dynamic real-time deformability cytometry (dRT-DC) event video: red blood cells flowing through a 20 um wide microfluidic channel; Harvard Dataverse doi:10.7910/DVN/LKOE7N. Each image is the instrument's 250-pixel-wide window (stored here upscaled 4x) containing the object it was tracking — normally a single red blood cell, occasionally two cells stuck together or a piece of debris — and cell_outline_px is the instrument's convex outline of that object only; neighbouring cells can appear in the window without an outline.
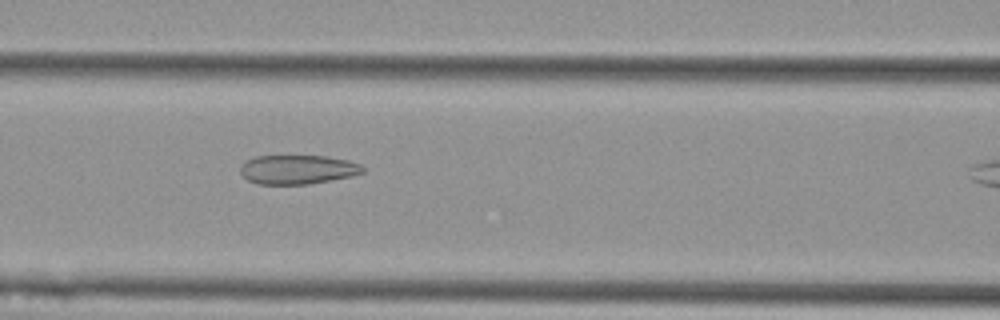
{"species": "Egyptian fruit bat (a non-hibernating species)", "species_latin": "Rousettus aegyptiacus", "temperature_condition": "cold", "stored_images_in_passage": 32, "camera_frame_rate_fps": 3000, "um_per_image_px": 0.085, "animal": {"sex": "female"}, "frame": {"image": 1, "passage_image": 14, "time_ms": 4.333, "image_size_px": [1000, 320], "cell_outline_px": [[364, 172], [352, 176], [308, 184], [256, 184], [248, 180], [240, 172], [240, 168], [244, 160], [256, 156], [328, 156], [348, 160], [360, 164], [364, 168]], "centroid_in_image_um": [25.29, 14.4], "position_along_channel_um": 141.3, "area_um2": 20.87}}
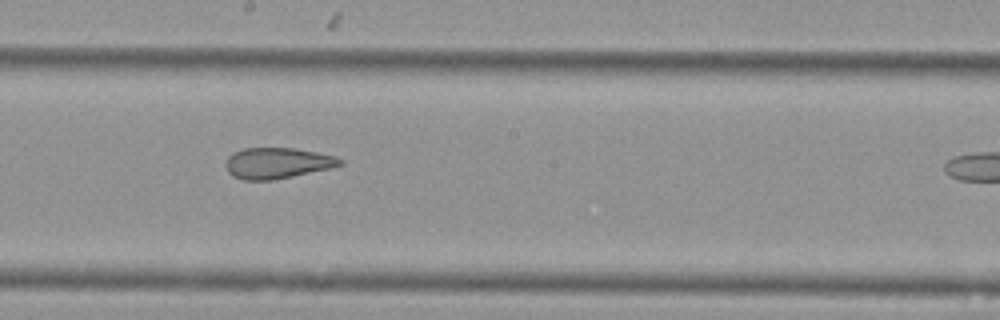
{"frame": {"image": 2, "passage_image": 21, "time_ms": 6.667, "image_size_px": [1000, 320], "cell_outline_px": [[344, 164], [332, 168], [272, 180], [244, 180], [232, 176], [228, 172], [224, 164], [228, 156], [232, 152], [244, 148], [296, 148], [336, 156], [344, 160]], "centroid_in_image_um": [23.57, 13.86], "position_along_channel_um": 224.6, "area_um2": 20.81}}
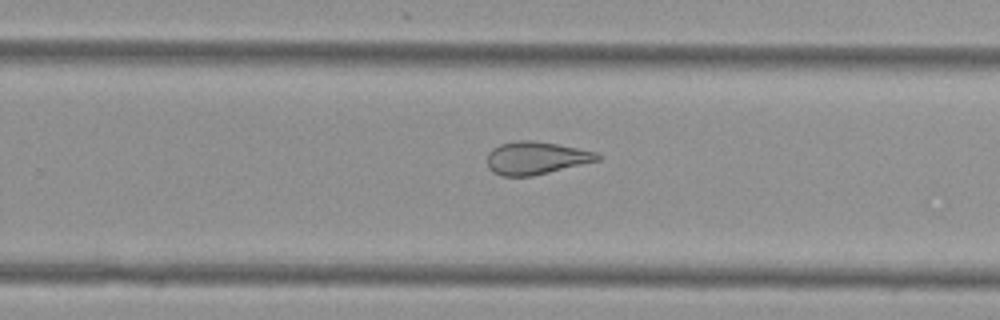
{"frame": {"image": 3, "passage_image": 26, "time_ms": 8.333, "image_size_px": [1000, 320], "cell_outline_px": [[600, 160], [532, 176], [500, 176], [492, 172], [488, 168], [488, 152], [492, 148], [500, 144], [520, 140], [532, 140], [556, 144], [596, 152], [600, 156]], "centroid_in_image_um": [45.52, 13.44], "position_along_channel_um": 284.3, "area_um2": 20.92}}